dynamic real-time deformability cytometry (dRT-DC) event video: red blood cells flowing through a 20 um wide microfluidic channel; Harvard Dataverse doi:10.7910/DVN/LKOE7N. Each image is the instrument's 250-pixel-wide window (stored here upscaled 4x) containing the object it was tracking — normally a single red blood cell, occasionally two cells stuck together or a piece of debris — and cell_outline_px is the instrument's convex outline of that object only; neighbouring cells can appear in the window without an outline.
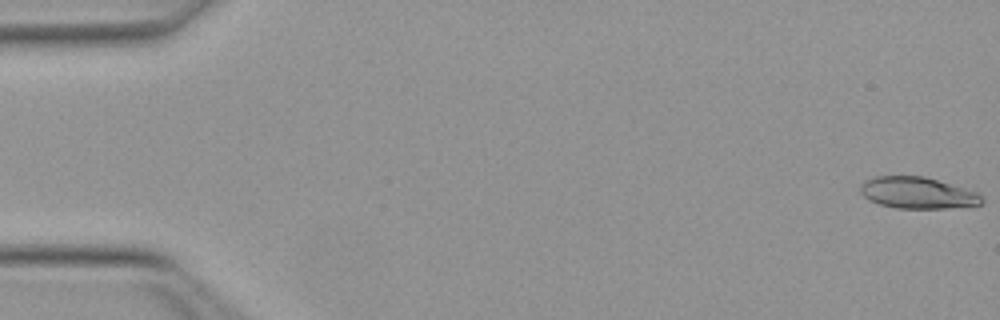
{"species": "Egyptian fruit bat (a non-hibernating species)", "species_latin": "Rousettus aegyptiacus", "temperature_condition": "warm", "stored_images_in_passage": 46, "camera_frame_rate_fps": 3000, "um_per_image_px": 0.085, "animal": {"sex": "female"}, "frame": {"image": 1, "passage_image": 1, "time_ms": 0.0, "image_size_px": [1000, 320], "cell_outline_px": [[984, 200], [980, 204], [944, 208], [896, 208], [880, 204], [868, 200], [860, 192], [860, 184], [864, 180], [872, 176], [924, 176], [976, 192]], "centroid_in_image_um": [77.91, 16.38], "position_along_channel_um": 7.1, "area_um2": 22.08}}
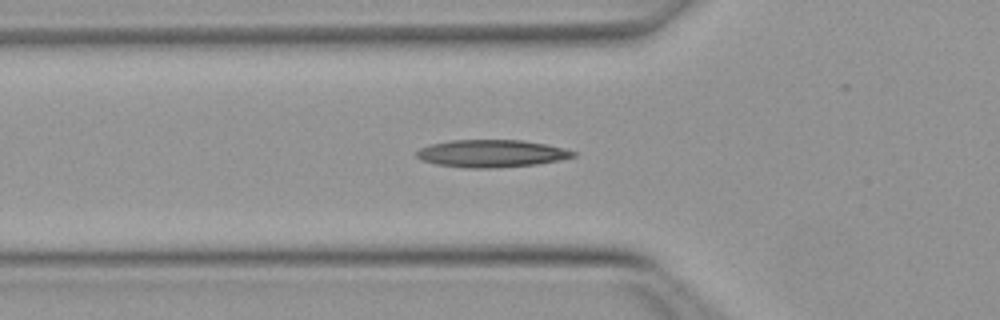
{"frame": {"image": 2, "passage_image": 18, "time_ms": 5.667, "image_size_px": [1000, 320], "cell_outline_px": [[576, 156], [560, 160], [536, 164], [496, 168], [464, 168], [436, 164], [420, 160], [416, 156], [416, 152], [420, 148], [432, 144], [452, 140], [524, 140], [544, 144], [576, 152]], "centroid_in_image_um": [41.74, 13.05], "position_along_channel_um": 84.1, "area_um2": 24.97}}
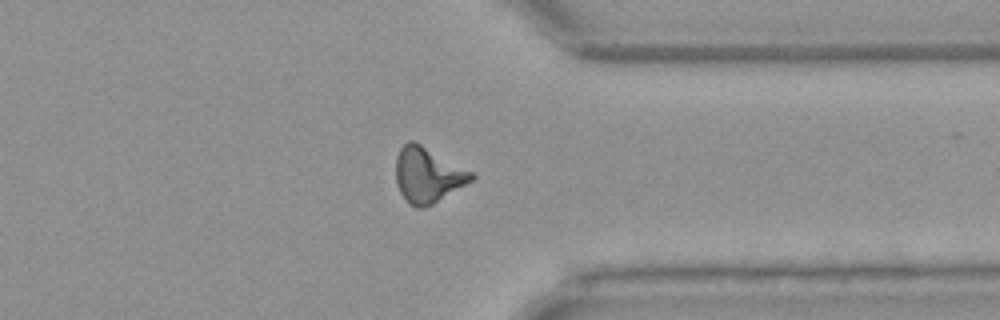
{"frame": {"image": 3, "passage_image": 40, "time_ms": 13.0, "image_size_px": [1000, 320], "cell_outline_px": [[476, 176], [472, 180], [432, 204], [424, 208], [416, 208], [408, 204], [400, 192], [396, 184], [396, 156], [400, 148], [408, 140], [412, 140], [420, 144], [472, 172]], "centroid_in_image_um": [36.31, 14.88], "position_along_channel_um": 375.1, "area_um2": 23.99}, "authors_computed_cell_mechanics": {"area_um2": 22.9466, "velocity_mm_per_s": 4.0301, "shape_relaxation_time_tau1_ms": null, "shape_relaxation_time_tau2_ms": 3.084, "deformation_change_tau1": null, "deformation_change_tau2": 0.1366}}